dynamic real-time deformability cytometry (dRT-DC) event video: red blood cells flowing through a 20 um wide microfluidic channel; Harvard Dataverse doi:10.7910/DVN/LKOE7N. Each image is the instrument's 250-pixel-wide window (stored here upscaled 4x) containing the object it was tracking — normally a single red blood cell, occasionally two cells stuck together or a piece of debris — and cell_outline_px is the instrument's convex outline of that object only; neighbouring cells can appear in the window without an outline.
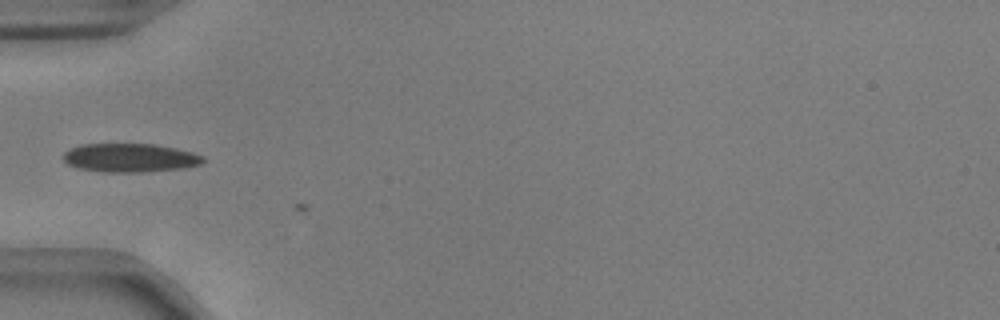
{"species": "common noctule bat (a hibernating species)", "species_latin": "Nyctalus noctula", "temperature_condition": "warm", "stored_images_in_passage": 7, "camera_frame_rate_fps": 3000, "um_per_image_px": 0.085, "animal": {"sex": "male", "body_mass_g": 17.9, "forearm_length_mm": 54.2}, "frame": {"image": 1, "passage_image": 5, "time_ms": 1.333, "image_size_px": [1000, 320], "cell_outline_px": [[204, 160], [200, 164], [184, 168], [140, 172], [104, 172], [80, 168], [68, 164], [60, 156], [64, 152], [72, 148], [84, 144], [152, 144], [192, 152], [204, 156]], "centroid_in_image_um": [11.03, 13.41], "position_along_channel_um": 74.0, "area_um2": 23.12}}